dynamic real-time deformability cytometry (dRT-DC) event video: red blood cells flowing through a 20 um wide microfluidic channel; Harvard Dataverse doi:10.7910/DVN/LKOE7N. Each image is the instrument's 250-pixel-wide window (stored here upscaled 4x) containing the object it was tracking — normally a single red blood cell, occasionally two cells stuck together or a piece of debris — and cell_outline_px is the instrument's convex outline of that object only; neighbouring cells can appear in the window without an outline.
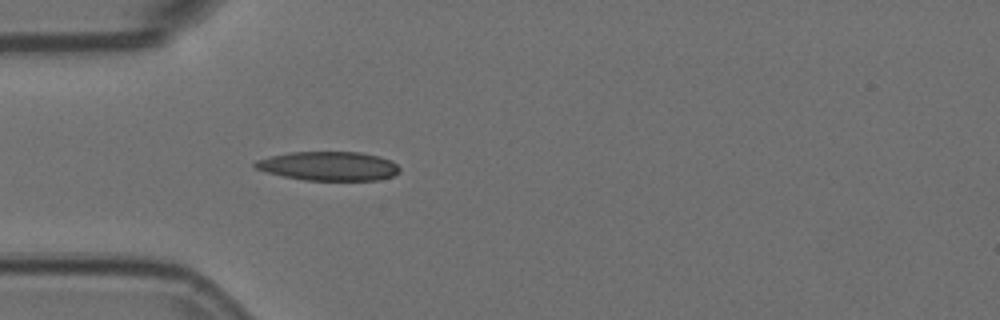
{"species": "Egyptian fruit bat (a non-hibernating species)", "species_latin": "Rousettus aegyptiacus", "temperature_condition": "room temperature", "stored_images_in_passage": 1, "camera_frame_rate_fps": 3000, "um_per_image_px": 0.085, "animal": {"sex": "female"}, "frame": {"image": 1, "passage_image": 1, "time_ms": 0.0, "image_size_px": [1000, 320], "cell_outline_px": [[400, 172], [392, 176], [376, 180], [304, 180], [264, 172], [256, 168], [252, 164], [256, 160], [272, 156], [292, 152], [360, 152], [380, 156], [392, 160], [400, 168]], "centroid_in_image_um": [27.95, 14.11], "position_along_channel_um": 57.0, "area_um2": 24.45}}